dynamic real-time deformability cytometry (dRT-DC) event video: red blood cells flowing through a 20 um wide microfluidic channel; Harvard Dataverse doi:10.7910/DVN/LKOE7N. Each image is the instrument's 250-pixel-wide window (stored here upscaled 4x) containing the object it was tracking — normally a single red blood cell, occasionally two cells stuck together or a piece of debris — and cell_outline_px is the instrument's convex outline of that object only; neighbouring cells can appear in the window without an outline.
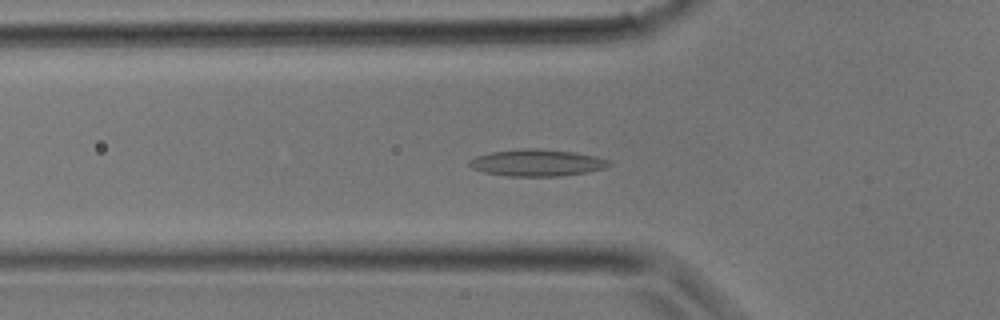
{"species": "common noctule bat (a hibernating species)", "species_latin": "Nyctalus noctula", "temperature_condition": "room temperature", "stored_images_in_passage": 30, "camera_frame_rate_fps": 3000, "um_per_image_px": 0.085, "animal": {"sex": "male", "body_mass_g": 17.9}, "frame": {"image": 1, "passage_image": 10, "time_ms": 3.0, "image_size_px": [1000, 320], "cell_outline_px": [[612, 164], [604, 168], [588, 172], [556, 176], [508, 176], [484, 172], [472, 168], [468, 164], [468, 160], [476, 156], [492, 152], [524, 148], [540, 148], [576, 152], [596, 156], [608, 160]], "centroid_in_image_um": [45.64, 13.82], "position_along_channel_um": 80.2, "area_um2": 21.85}}
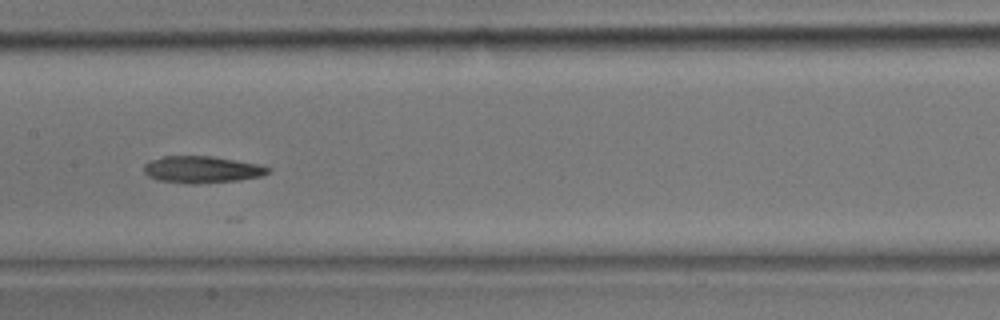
{"frame": {"image": 2, "passage_image": 15, "time_ms": 4.667, "image_size_px": [1000, 320], "cell_outline_px": [[272, 172], [264, 176], [240, 180], [200, 184], [188, 184], [160, 180], [148, 176], [144, 172], [144, 164], [148, 160], [164, 156], [212, 156], [260, 164], [272, 168]], "centroid_in_image_um": [17.22, 14.41], "position_along_channel_um": 190.2, "area_um2": 19.83}}
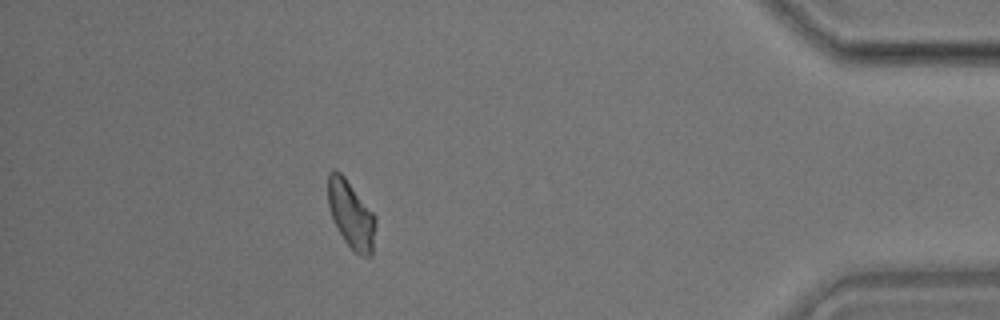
{"frame": {"image": 3, "passage_image": 27, "time_ms": 8.667, "image_size_px": [1000, 320], "cell_outline_px": [[376, 224], [372, 256], [360, 256], [344, 240], [332, 216], [328, 204], [328, 172], [332, 168], [336, 168], [344, 176], [376, 216]], "centroid_in_image_um": [29.85, 18.21], "position_along_channel_um": 405.3, "area_um2": 18.61}}